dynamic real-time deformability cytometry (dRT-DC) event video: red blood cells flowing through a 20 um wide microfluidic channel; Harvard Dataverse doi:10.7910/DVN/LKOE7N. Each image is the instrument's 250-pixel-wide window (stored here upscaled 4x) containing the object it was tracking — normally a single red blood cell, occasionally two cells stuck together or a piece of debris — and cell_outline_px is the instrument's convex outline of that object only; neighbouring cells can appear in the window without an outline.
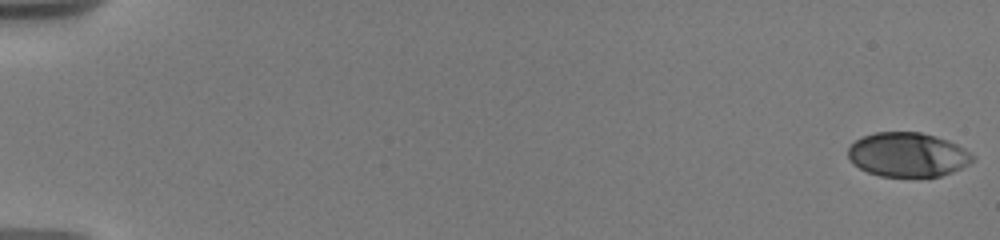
{"species": "human", "species_latin": "Homo sapiens", "temperature_condition": "warm", "stored_images_in_passage": 13, "camera_frame_rate_fps": 3000, "um_per_image_px": 0.085, "donor": {"sex": "male"}, "frame": {"image": 1, "passage_image": 1, "time_ms": 0.0, "image_size_px": [1000, 240], "cell_outline_px": [[976, 156], [968, 164], [952, 172], [940, 176], [880, 176], [868, 172], [852, 164], [848, 156], [848, 148], [856, 140], [864, 136], [876, 132], [920, 132], [948, 140], [964, 148]], "centroid_in_image_um": [77.15, 13.14], "position_along_channel_um": 7.9, "area_um2": 31.96}}
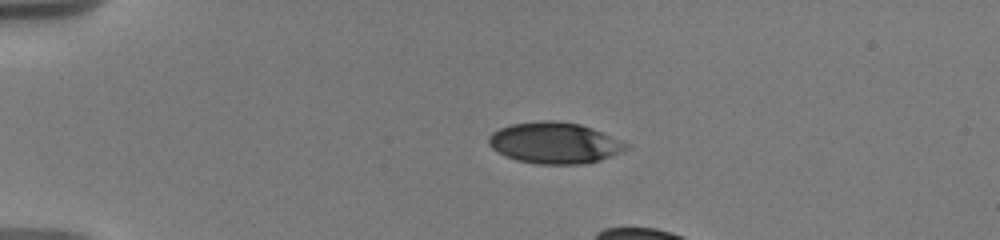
{"frame": {"image": 2, "passage_image": 7, "time_ms": 4.333, "image_size_px": [1000, 240], "cell_outline_px": [[628, 148], [620, 152], [600, 160], [584, 164], [536, 164], [516, 160], [492, 148], [488, 144], [488, 136], [492, 132], [500, 128], [512, 124], [540, 120], [556, 120], [580, 124], [592, 128], [628, 144]], "centroid_in_image_um": [47.11, 12.14], "position_along_channel_um": 37.9, "area_um2": 32.83}}